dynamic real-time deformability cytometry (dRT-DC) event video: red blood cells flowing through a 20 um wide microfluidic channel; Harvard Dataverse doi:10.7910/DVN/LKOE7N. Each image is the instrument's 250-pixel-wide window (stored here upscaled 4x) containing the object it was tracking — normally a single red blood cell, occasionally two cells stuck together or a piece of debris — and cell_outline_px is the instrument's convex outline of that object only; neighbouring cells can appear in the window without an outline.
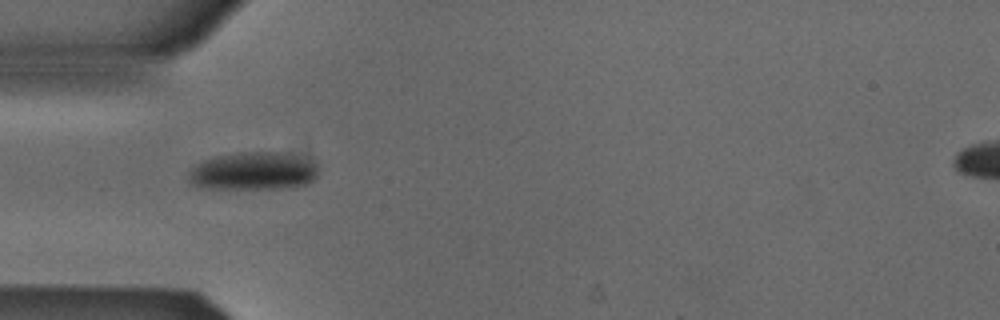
{"species": "Egyptian fruit bat (a non-hibernating species)", "species_latin": "Rousettus aegyptiacus", "temperature_condition": "cold", "stored_images_in_passage": 6, "camera_frame_rate_fps": 3000, "um_per_image_px": 0.085, "animal": {"sex": "male"}, "frame": {"image": 1, "passage_image": 1, "time_ms": 0.0, "image_size_px": [1000, 320], "cell_outline_px": [[316, 176], [308, 184], [292, 188], [200, 188], [192, 184], [188, 180], [188, 172], [196, 164], [212, 156], [240, 152], [280, 152], [312, 160], [316, 164]], "centroid_in_image_um": [21.5, 14.54], "position_along_channel_um": 63.5, "area_um2": 28.84}}